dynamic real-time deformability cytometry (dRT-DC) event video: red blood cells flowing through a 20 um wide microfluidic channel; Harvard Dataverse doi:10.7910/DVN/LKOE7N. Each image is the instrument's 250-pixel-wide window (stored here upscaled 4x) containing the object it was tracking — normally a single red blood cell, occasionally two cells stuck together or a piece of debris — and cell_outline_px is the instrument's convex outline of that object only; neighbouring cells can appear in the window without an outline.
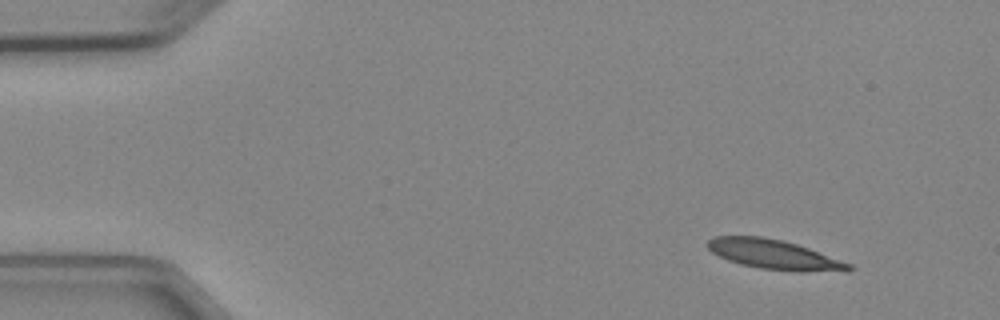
{"species": "Egyptian fruit bat (a non-hibernating species)", "species_latin": "Rousettus aegyptiacus", "temperature_condition": "cold", "stored_images_in_passage": 4, "camera_frame_rate_fps": 3000, "um_per_image_px": 0.085, "animal": {"sex": "female"}, "frame": {"image": 1, "passage_image": 1, "time_ms": 0.0, "image_size_px": [1000, 320], "cell_outline_px": [[856, 268], [848, 272], [800, 272], [760, 268], [740, 264], [728, 260], [712, 252], [708, 248], [708, 240], [712, 236], [760, 236], [784, 240], [808, 248], [852, 264]], "centroid_in_image_um": [65.87, 21.65], "position_along_channel_um": 19.1, "area_um2": 24.57}}
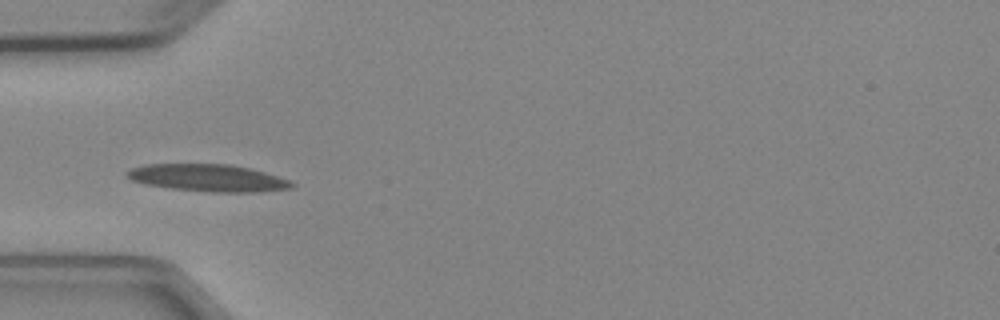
{"frame": {"image": 2, "passage_image": 4, "time_ms": 3.667, "image_size_px": [1000, 320], "cell_outline_px": [[296, 184], [292, 188], [260, 192], [212, 192], [172, 188], [144, 184], [132, 180], [124, 176], [124, 172], [132, 168], [144, 164], [228, 164], [252, 168], [288, 180]], "centroid_in_image_um": [17.65, 15.12], "position_along_channel_um": 67.3, "area_um2": 26.18}}